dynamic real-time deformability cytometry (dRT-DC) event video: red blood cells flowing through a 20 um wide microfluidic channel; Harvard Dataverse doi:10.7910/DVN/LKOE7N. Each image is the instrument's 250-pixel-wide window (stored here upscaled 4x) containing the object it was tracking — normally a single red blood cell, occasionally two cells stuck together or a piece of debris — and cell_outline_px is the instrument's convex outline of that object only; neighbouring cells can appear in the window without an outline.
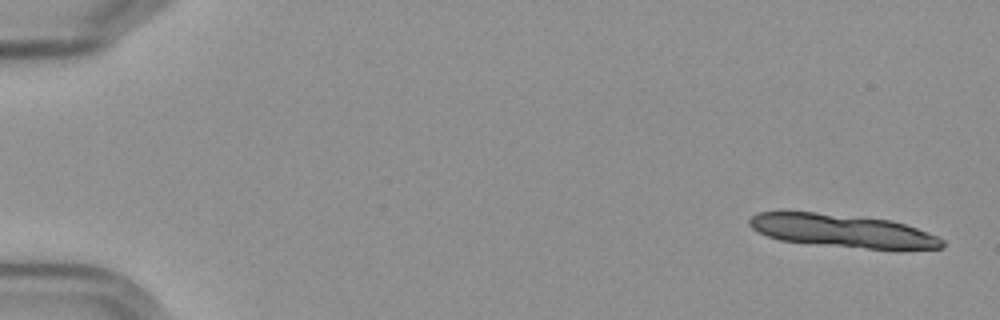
{"species": "Egyptian fruit bat (a non-hibernating species)", "species_latin": "Rousettus aegyptiacus", "temperature_condition": "cold", "stored_images_in_passage": 5, "camera_frame_rate_fps": 3000, "um_per_image_px": 0.085, "frame": {"image": 1, "passage_image": 1, "time_ms": 0.0, "image_size_px": [1000, 320], "cell_outline_px": [[944, 248], [868, 248], [780, 240], [768, 236], [752, 228], [748, 224], [748, 220], [752, 216], [760, 212], [816, 212], [892, 220], [928, 232], [944, 240]], "centroid_in_image_um": [71.59, 19.6], "position_along_channel_um": 13.4, "area_um2": 36.18}}